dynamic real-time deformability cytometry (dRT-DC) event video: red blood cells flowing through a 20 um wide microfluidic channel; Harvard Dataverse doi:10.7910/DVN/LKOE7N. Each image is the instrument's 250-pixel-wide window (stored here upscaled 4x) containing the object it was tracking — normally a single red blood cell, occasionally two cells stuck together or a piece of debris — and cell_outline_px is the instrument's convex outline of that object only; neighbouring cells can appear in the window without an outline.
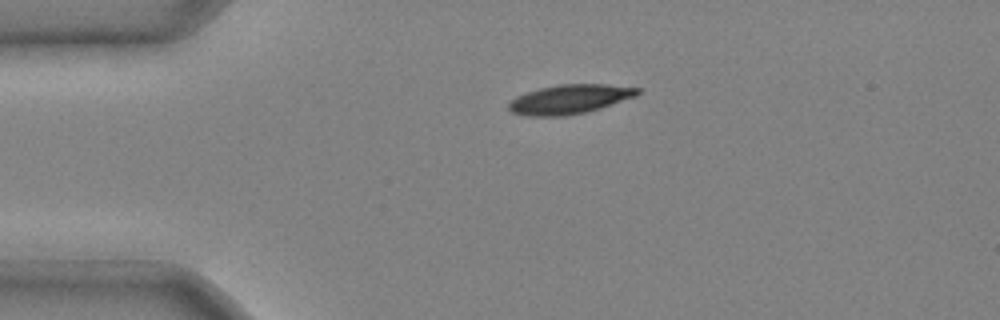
{"species": "common noctule bat (a hibernating species)", "species_latin": "Nyctalus noctula", "temperature_condition": "cold", "stored_images_in_passage": 2, "camera_frame_rate_fps": 3000, "um_per_image_px": 0.085, "animal": {"sex": "male", "body_mass_g": 20.4}, "frame": {"image": 1, "passage_image": 1, "time_ms": 0.0, "image_size_px": [1000, 320], "cell_outline_px": [[640, 92], [636, 96], [600, 108], [584, 112], [564, 116], [528, 116], [512, 112], [508, 108], [508, 104], [516, 96], [540, 88], [560, 84], [608, 84], [640, 88]], "centroid_in_image_um": [48.42, 8.43], "position_along_channel_um": 36.6, "area_um2": 21.79}}